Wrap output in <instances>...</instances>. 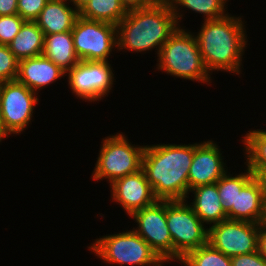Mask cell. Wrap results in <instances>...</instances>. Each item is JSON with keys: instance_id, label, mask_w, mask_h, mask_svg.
<instances>
[{"instance_id": "6da1fadb", "label": "cell", "mask_w": 266, "mask_h": 266, "mask_svg": "<svg viewBox=\"0 0 266 266\" xmlns=\"http://www.w3.org/2000/svg\"><path fill=\"white\" fill-rule=\"evenodd\" d=\"M195 143L146 145L142 170L157 200H186Z\"/></svg>"}, {"instance_id": "7a4b0ae2", "label": "cell", "mask_w": 266, "mask_h": 266, "mask_svg": "<svg viewBox=\"0 0 266 266\" xmlns=\"http://www.w3.org/2000/svg\"><path fill=\"white\" fill-rule=\"evenodd\" d=\"M242 17L230 13L217 20L202 21L200 30L193 32L210 75L216 71L234 75L242 73L243 56L248 44L246 21Z\"/></svg>"}, {"instance_id": "3957f363", "label": "cell", "mask_w": 266, "mask_h": 266, "mask_svg": "<svg viewBox=\"0 0 266 266\" xmlns=\"http://www.w3.org/2000/svg\"><path fill=\"white\" fill-rule=\"evenodd\" d=\"M116 27L117 52L127 50L138 54L155 49L158 57L163 44L179 25L170 4L156 2L147 8L127 11Z\"/></svg>"}, {"instance_id": "277c9868", "label": "cell", "mask_w": 266, "mask_h": 266, "mask_svg": "<svg viewBox=\"0 0 266 266\" xmlns=\"http://www.w3.org/2000/svg\"><path fill=\"white\" fill-rule=\"evenodd\" d=\"M184 27H178L163 44L156 69L172 77L210 85L212 77L205 68L197 40L193 32Z\"/></svg>"}, {"instance_id": "5b68a950", "label": "cell", "mask_w": 266, "mask_h": 266, "mask_svg": "<svg viewBox=\"0 0 266 266\" xmlns=\"http://www.w3.org/2000/svg\"><path fill=\"white\" fill-rule=\"evenodd\" d=\"M106 264L118 266H164L165 262L133 229L106 234L87 246Z\"/></svg>"}, {"instance_id": "8992f818", "label": "cell", "mask_w": 266, "mask_h": 266, "mask_svg": "<svg viewBox=\"0 0 266 266\" xmlns=\"http://www.w3.org/2000/svg\"><path fill=\"white\" fill-rule=\"evenodd\" d=\"M123 132L102 138L100 151L92 171L96 182L107 179L109 185L118 178L137 173L142 168L146 145H135Z\"/></svg>"}, {"instance_id": "52a82bcc", "label": "cell", "mask_w": 266, "mask_h": 266, "mask_svg": "<svg viewBox=\"0 0 266 266\" xmlns=\"http://www.w3.org/2000/svg\"><path fill=\"white\" fill-rule=\"evenodd\" d=\"M166 223L172 238V262L208 242V226L195 214L187 200H166Z\"/></svg>"}, {"instance_id": "ba28073f", "label": "cell", "mask_w": 266, "mask_h": 266, "mask_svg": "<svg viewBox=\"0 0 266 266\" xmlns=\"http://www.w3.org/2000/svg\"><path fill=\"white\" fill-rule=\"evenodd\" d=\"M71 32L80 61L108 62L112 50L117 49V27L114 24L85 19L79 15Z\"/></svg>"}, {"instance_id": "9c48e42d", "label": "cell", "mask_w": 266, "mask_h": 266, "mask_svg": "<svg viewBox=\"0 0 266 266\" xmlns=\"http://www.w3.org/2000/svg\"><path fill=\"white\" fill-rule=\"evenodd\" d=\"M38 94L17 80L0 83V113L9 136L20 135L32 124Z\"/></svg>"}, {"instance_id": "30bf717a", "label": "cell", "mask_w": 266, "mask_h": 266, "mask_svg": "<svg viewBox=\"0 0 266 266\" xmlns=\"http://www.w3.org/2000/svg\"><path fill=\"white\" fill-rule=\"evenodd\" d=\"M110 62L80 61L67 73L68 87L76 98L85 102H99L113 88L115 72ZM114 72V74H113Z\"/></svg>"}, {"instance_id": "8fae6325", "label": "cell", "mask_w": 266, "mask_h": 266, "mask_svg": "<svg viewBox=\"0 0 266 266\" xmlns=\"http://www.w3.org/2000/svg\"><path fill=\"white\" fill-rule=\"evenodd\" d=\"M259 225L248 221H221L208 227V243L230 258L256 252Z\"/></svg>"}, {"instance_id": "7c38bea8", "label": "cell", "mask_w": 266, "mask_h": 266, "mask_svg": "<svg viewBox=\"0 0 266 266\" xmlns=\"http://www.w3.org/2000/svg\"><path fill=\"white\" fill-rule=\"evenodd\" d=\"M130 217L137 223L133 230L166 264H171L172 238L166 223V200H156L152 205L135 211Z\"/></svg>"}, {"instance_id": "4fadbf2b", "label": "cell", "mask_w": 266, "mask_h": 266, "mask_svg": "<svg viewBox=\"0 0 266 266\" xmlns=\"http://www.w3.org/2000/svg\"><path fill=\"white\" fill-rule=\"evenodd\" d=\"M245 167L244 173L236 174L235 205L227 213V219L260 224L264 215L263 186L261 180Z\"/></svg>"}, {"instance_id": "5bb4252c", "label": "cell", "mask_w": 266, "mask_h": 266, "mask_svg": "<svg viewBox=\"0 0 266 266\" xmlns=\"http://www.w3.org/2000/svg\"><path fill=\"white\" fill-rule=\"evenodd\" d=\"M220 147L212 139L195 143L188 174L189 191L198 186L215 184L227 171Z\"/></svg>"}, {"instance_id": "9a60e30c", "label": "cell", "mask_w": 266, "mask_h": 266, "mask_svg": "<svg viewBox=\"0 0 266 266\" xmlns=\"http://www.w3.org/2000/svg\"><path fill=\"white\" fill-rule=\"evenodd\" d=\"M109 186L110 201L120 205L129 217L135 211L152 205L157 200L142 169L116 179Z\"/></svg>"}, {"instance_id": "2e32d148", "label": "cell", "mask_w": 266, "mask_h": 266, "mask_svg": "<svg viewBox=\"0 0 266 266\" xmlns=\"http://www.w3.org/2000/svg\"><path fill=\"white\" fill-rule=\"evenodd\" d=\"M65 76L61 68L41 55L20 60L16 80L38 93Z\"/></svg>"}, {"instance_id": "e0dca14e", "label": "cell", "mask_w": 266, "mask_h": 266, "mask_svg": "<svg viewBox=\"0 0 266 266\" xmlns=\"http://www.w3.org/2000/svg\"><path fill=\"white\" fill-rule=\"evenodd\" d=\"M70 5L68 0H49L34 22L44 35L71 31L79 12Z\"/></svg>"}, {"instance_id": "ac0fdd59", "label": "cell", "mask_w": 266, "mask_h": 266, "mask_svg": "<svg viewBox=\"0 0 266 266\" xmlns=\"http://www.w3.org/2000/svg\"><path fill=\"white\" fill-rule=\"evenodd\" d=\"M192 193L193 200L189 201L190 207L204 224L210 226L227 220V214L222 209V201L219 197L217 184L198 186L188 192L186 200L190 199ZM194 195V196H193Z\"/></svg>"}, {"instance_id": "d6986e66", "label": "cell", "mask_w": 266, "mask_h": 266, "mask_svg": "<svg viewBox=\"0 0 266 266\" xmlns=\"http://www.w3.org/2000/svg\"><path fill=\"white\" fill-rule=\"evenodd\" d=\"M42 55L67 73L80 62L73 43L72 32L44 35Z\"/></svg>"}, {"instance_id": "ffe728a7", "label": "cell", "mask_w": 266, "mask_h": 266, "mask_svg": "<svg viewBox=\"0 0 266 266\" xmlns=\"http://www.w3.org/2000/svg\"><path fill=\"white\" fill-rule=\"evenodd\" d=\"M43 43V31L34 21H25L8 46L14 56L20 61L41 56Z\"/></svg>"}, {"instance_id": "44dd1931", "label": "cell", "mask_w": 266, "mask_h": 266, "mask_svg": "<svg viewBox=\"0 0 266 266\" xmlns=\"http://www.w3.org/2000/svg\"><path fill=\"white\" fill-rule=\"evenodd\" d=\"M230 0H171L169 3L172 12L175 14L177 23L180 27V22L184 16V10H191L194 13L203 15V21L217 20L228 15L226 10ZM181 10V11H180Z\"/></svg>"}, {"instance_id": "7402d4cb", "label": "cell", "mask_w": 266, "mask_h": 266, "mask_svg": "<svg viewBox=\"0 0 266 266\" xmlns=\"http://www.w3.org/2000/svg\"><path fill=\"white\" fill-rule=\"evenodd\" d=\"M242 137L244 164L258 177L266 171V130H249Z\"/></svg>"}, {"instance_id": "603a6c76", "label": "cell", "mask_w": 266, "mask_h": 266, "mask_svg": "<svg viewBox=\"0 0 266 266\" xmlns=\"http://www.w3.org/2000/svg\"><path fill=\"white\" fill-rule=\"evenodd\" d=\"M127 11L120 0H90L79 12L85 19L96 20L118 25L126 16Z\"/></svg>"}, {"instance_id": "cb8c5ba5", "label": "cell", "mask_w": 266, "mask_h": 266, "mask_svg": "<svg viewBox=\"0 0 266 266\" xmlns=\"http://www.w3.org/2000/svg\"><path fill=\"white\" fill-rule=\"evenodd\" d=\"M178 263L183 266H232L231 258L208 242L188 252Z\"/></svg>"}, {"instance_id": "d4e9b609", "label": "cell", "mask_w": 266, "mask_h": 266, "mask_svg": "<svg viewBox=\"0 0 266 266\" xmlns=\"http://www.w3.org/2000/svg\"><path fill=\"white\" fill-rule=\"evenodd\" d=\"M226 172L217 182L219 197L222 201V209L227 214L233 205L236 198V173L230 174ZM234 175V176H233Z\"/></svg>"}, {"instance_id": "484cf974", "label": "cell", "mask_w": 266, "mask_h": 266, "mask_svg": "<svg viewBox=\"0 0 266 266\" xmlns=\"http://www.w3.org/2000/svg\"><path fill=\"white\" fill-rule=\"evenodd\" d=\"M19 60L10 51L8 45L0 44V83L16 80Z\"/></svg>"}, {"instance_id": "4316f807", "label": "cell", "mask_w": 266, "mask_h": 266, "mask_svg": "<svg viewBox=\"0 0 266 266\" xmlns=\"http://www.w3.org/2000/svg\"><path fill=\"white\" fill-rule=\"evenodd\" d=\"M25 22L18 14L0 16V44L8 45Z\"/></svg>"}, {"instance_id": "83f0119b", "label": "cell", "mask_w": 266, "mask_h": 266, "mask_svg": "<svg viewBox=\"0 0 266 266\" xmlns=\"http://www.w3.org/2000/svg\"><path fill=\"white\" fill-rule=\"evenodd\" d=\"M49 0H18V15L25 21H34Z\"/></svg>"}, {"instance_id": "f1b7e54d", "label": "cell", "mask_w": 266, "mask_h": 266, "mask_svg": "<svg viewBox=\"0 0 266 266\" xmlns=\"http://www.w3.org/2000/svg\"><path fill=\"white\" fill-rule=\"evenodd\" d=\"M232 266H266V259L258 251L231 258Z\"/></svg>"}, {"instance_id": "f546056e", "label": "cell", "mask_w": 266, "mask_h": 266, "mask_svg": "<svg viewBox=\"0 0 266 266\" xmlns=\"http://www.w3.org/2000/svg\"><path fill=\"white\" fill-rule=\"evenodd\" d=\"M126 11L147 8L154 5L155 0H120Z\"/></svg>"}, {"instance_id": "4dcf8cb0", "label": "cell", "mask_w": 266, "mask_h": 266, "mask_svg": "<svg viewBox=\"0 0 266 266\" xmlns=\"http://www.w3.org/2000/svg\"><path fill=\"white\" fill-rule=\"evenodd\" d=\"M18 14V0H0V16Z\"/></svg>"}, {"instance_id": "1f68e13d", "label": "cell", "mask_w": 266, "mask_h": 266, "mask_svg": "<svg viewBox=\"0 0 266 266\" xmlns=\"http://www.w3.org/2000/svg\"><path fill=\"white\" fill-rule=\"evenodd\" d=\"M257 251L266 259V227L259 225Z\"/></svg>"}, {"instance_id": "d6a6232c", "label": "cell", "mask_w": 266, "mask_h": 266, "mask_svg": "<svg viewBox=\"0 0 266 266\" xmlns=\"http://www.w3.org/2000/svg\"><path fill=\"white\" fill-rule=\"evenodd\" d=\"M69 3L78 11L80 12L90 0H68Z\"/></svg>"}, {"instance_id": "836d02e7", "label": "cell", "mask_w": 266, "mask_h": 266, "mask_svg": "<svg viewBox=\"0 0 266 266\" xmlns=\"http://www.w3.org/2000/svg\"><path fill=\"white\" fill-rule=\"evenodd\" d=\"M7 137H10V136L7 134V132L4 128L1 113H0V142H2Z\"/></svg>"}, {"instance_id": "e575fe53", "label": "cell", "mask_w": 266, "mask_h": 266, "mask_svg": "<svg viewBox=\"0 0 266 266\" xmlns=\"http://www.w3.org/2000/svg\"><path fill=\"white\" fill-rule=\"evenodd\" d=\"M258 178L261 180L263 186L264 199H266V171H263Z\"/></svg>"}, {"instance_id": "d590c367", "label": "cell", "mask_w": 266, "mask_h": 266, "mask_svg": "<svg viewBox=\"0 0 266 266\" xmlns=\"http://www.w3.org/2000/svg\"><path fill=\"white\" fill-rule=\"evenodd\" d=\"M260 225L266 227V199H264V215Z\"/></svg>"}, {"instance_id": "8d00e7d4", "label": "cell", "mask_w": 266, "mask_h": 266, "mask_svg": "<svg viewBox=\"0 0 266 266\" xmlns=\"http://www.w3.org/2000/svg\"><path fill=\"white\" fill-rule=\"evenodd\" d=\"M155 2H158V3H170L171 0H155Z\"/></svg>"}]
</instances>
